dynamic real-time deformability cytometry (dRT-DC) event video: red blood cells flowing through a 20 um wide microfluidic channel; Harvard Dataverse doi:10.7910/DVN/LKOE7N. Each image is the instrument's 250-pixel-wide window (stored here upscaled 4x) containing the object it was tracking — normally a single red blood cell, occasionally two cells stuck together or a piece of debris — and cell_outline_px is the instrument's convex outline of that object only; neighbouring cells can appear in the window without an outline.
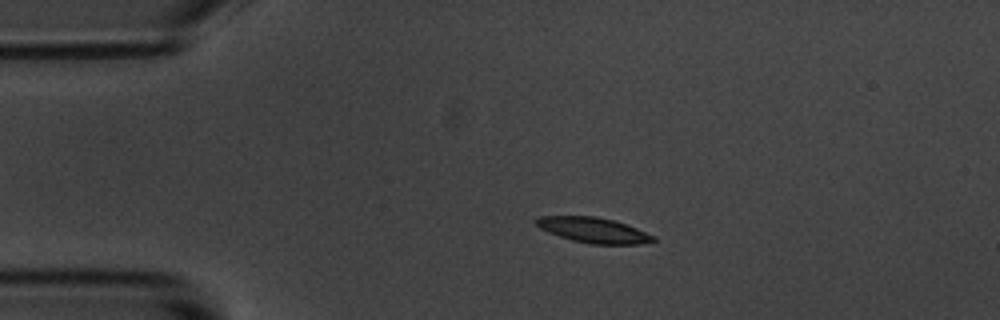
{"species": "common noctule bat (a hibernating species)", "species_latin": "Nyctalus noctula", "temperature_condition": "room temperature", "stored_images_in_passage": 55, "camera_frame_rate_fps": 3000, "um_per_image_px": 0.085, "animal": {"sex": "male", "body_mass_g": 20.1, "forearm_length_mm": 53.5}, "frame": {"image": 1, "passage_image": 11, "time_ms": 3.333, "image_size_px": [1000, 320], "cell_outline_px": [[656, 240], [640, 244], [588, 244], [572, 240], [548, 232], [540, 228], [532, 220], [536, 216], [596, 216], [612, 220], [636, 228], [656, 236]], "centroid_in_image_um": [50.4, 19.56], "position_along_channel_um": 34.6, "area_um2": 17.28}}
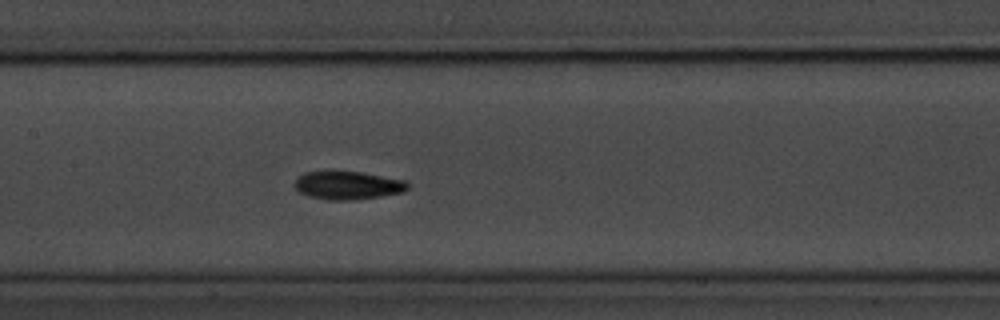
{"frame": {"image": 2, "passage_image": 26, "time_ms": 8.333, "image_size_px": [1000, 320], "cell_outline_px": [[408, 188], [404, 192], [380, 196], [352, 200], [328, 200], [308, 196], [300, 192], [296, 188], [296, 180], [304, 172], [360, 172], [404, 180], [408, 184]], "centroid_in_image_um": [29.58, 15.77], "position_along_channel_um": 177.8, "area_um2": 18.21}}
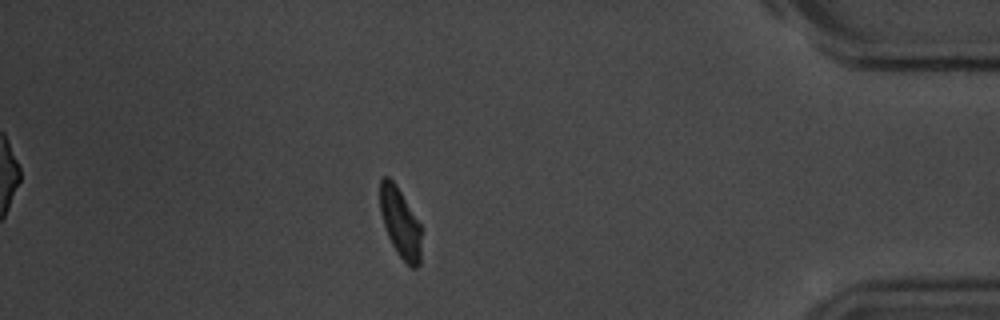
{"frame": {"image": 3, "passage_image": 48, "time_ms": 15.667, "image_size_px": [1000, 320], "cell_outline_px": [[420, 264], [416, 268], [412, 268], [400, 256], [392, 244], [388, 236], [380, 212], [380, 180], [384, 176], [388, 176], [396, 184], [420, 224]], "centroid_in_image_um": [34.01, 18.91], "position_along_channel_um": 401.2, "area_um2": 16.47}, "authors_computed_cell_mechanics": {"area_um2": 17.5134, "velocity_mm_per_s": 3.615, "shape_relaxation_time_tau1_ms": 2.4496, "shape_relaxation_time_tau2_ms": 4.0707, "deformation_change_tau1": 0.1324, "deformation_change_tau2": 0.09}}